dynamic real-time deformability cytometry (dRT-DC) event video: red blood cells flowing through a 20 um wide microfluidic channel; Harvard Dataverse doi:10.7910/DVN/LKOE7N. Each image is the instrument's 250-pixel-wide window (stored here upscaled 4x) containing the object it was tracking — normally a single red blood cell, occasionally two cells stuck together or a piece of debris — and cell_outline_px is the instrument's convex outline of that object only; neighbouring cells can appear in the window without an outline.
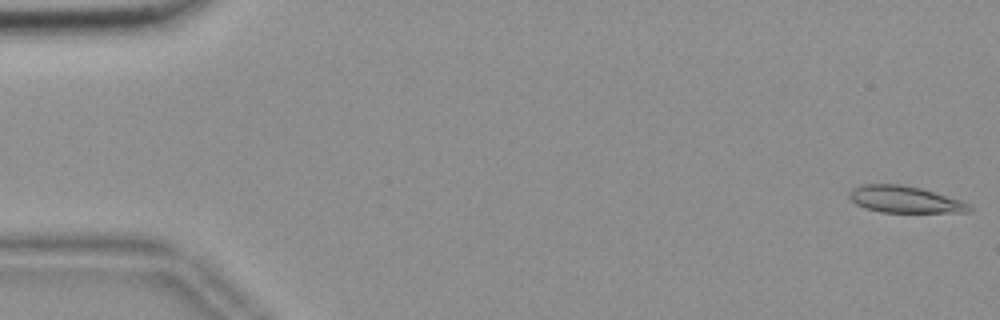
{"species": "common noctule bat (a hibernating species)", "species_latin": "Nyctalus noctula", "temperature_condition": "room temperature", "stored_images_in_passage": 56, "camera_frame_rate_fps": 3000, "um_per_image_px": 0.085, "animal": {"sex": "female", "body_mass_g": 18.4}, "frame": {"image": 1, "passage_image": 1, "time_ms": 0.0, "image_size_px": [1000, 320], "cell_outline_px": [[972, 208], [968, 212], [880, 212], [864, 208], [856, 204], [848, 196], [848, 192], [860, 184], [896, 184], [920, 188], [960, 200], [968, 204]], "centroid_in_image_um": [76.85, 16.95], "position_along_channel_um": 8.2, "area_um2": 18.5}}
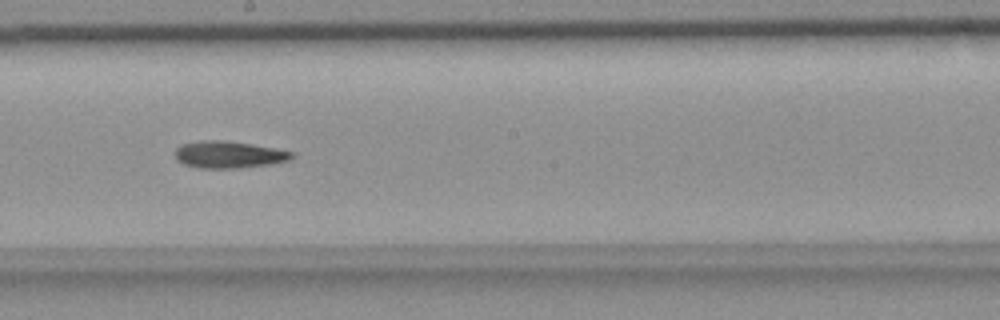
{"frame": {"image": 2, "passage_image": 31, "time_ms": 10.0, "image_size_px": [1000, 320], "cell_outline_px": [[296, 156], [288, 160], [272, 164], [240, 168], [200, 168], [184, 164], [176, 160], [172, 152], [180, 144], [200, 140], [224, 140], [252, 144], [296, 152]], "centroid_in_image_um": [19.42, 13.13], "position_along_channel_um": 228.8, "area_um2": 18.73}}
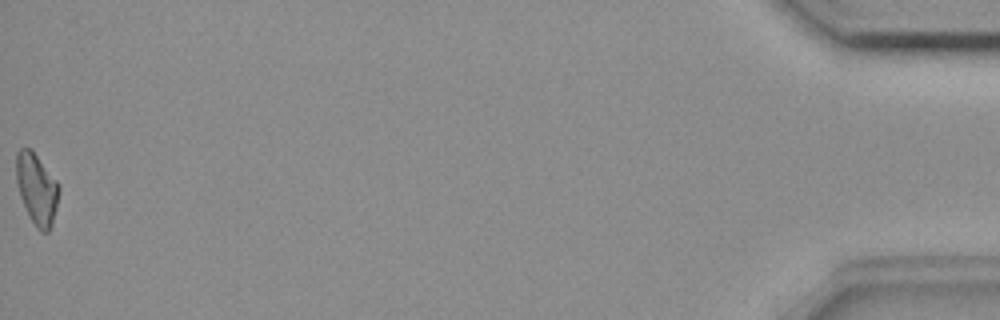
{"frame": {"image": 3, "passage_image": 56, "time_ms": 18.333, "image_size_px": [1000, 320], "cell_outline_px": [[60, 188], [56, 208], [52, 224], [48, 232], [40, 232], [36, 228], [28, 216], [20, 196], [16, 184], [16, 152], [20, 148], [32, 148], [60, 184]], "centroid_in_image_um": [3.12, 16.04], "position_along_channel_um": 432.1, "area_um2": 18.09}, "authors_computed_cell_mechanics": {"area_um2": 18.0914, "velocity_mm_per_s": 3.6412, "shape_relaxation_time_tau1_ms": 9.0585, "shape_relaxation_time_tau2_ms": null, "deformation_change_tau1": 0.2151, "deformation_change_tau2": null}}